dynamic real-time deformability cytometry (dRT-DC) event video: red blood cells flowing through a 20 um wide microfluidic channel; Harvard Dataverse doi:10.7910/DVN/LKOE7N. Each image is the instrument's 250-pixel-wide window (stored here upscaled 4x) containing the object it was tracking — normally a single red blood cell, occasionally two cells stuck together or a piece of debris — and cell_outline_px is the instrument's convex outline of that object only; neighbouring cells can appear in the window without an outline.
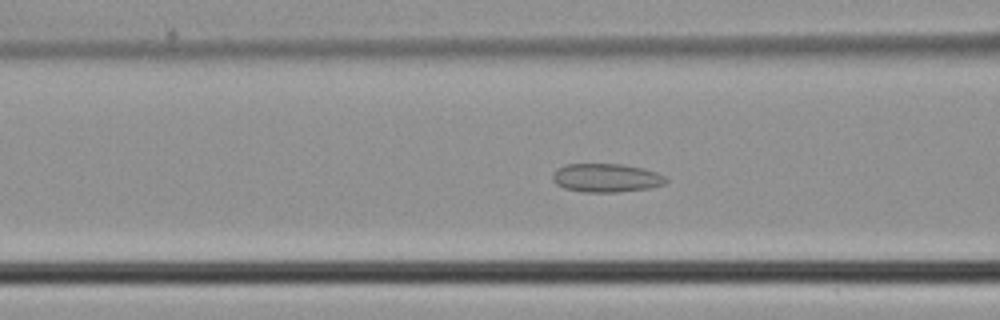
{"species": "common noctule bat (a hibernating species)", "species_latin": "Nyctalus noctula", "temperature_condition": "cold", "stored_images_in_passage": 47, "camera_frame_rate_fps": 3000, "um_per_image_px": 0.085, "animal": {"sex": "male", "body_mass_g": 21.5, "forearm_length_mm": 52.0}, "frame": {"image": 1, "passage_image": 19, "time_ms": 6.0, "image_size_px": [1000, 320], "cell_outline_px": [[668, 180], [664, 184], [648, 188], [616, 192], [584, 192], [564, 188], [556, 184], [552, 180], [552, 172], [556, 168], [564, 164], [620, 164], [644, 168], [656, 172], [664, 176]], "centroid_in_image_um": [51.48, 15.11], "position_along_channel_um": 115.1, "area_um2": 18.96}}
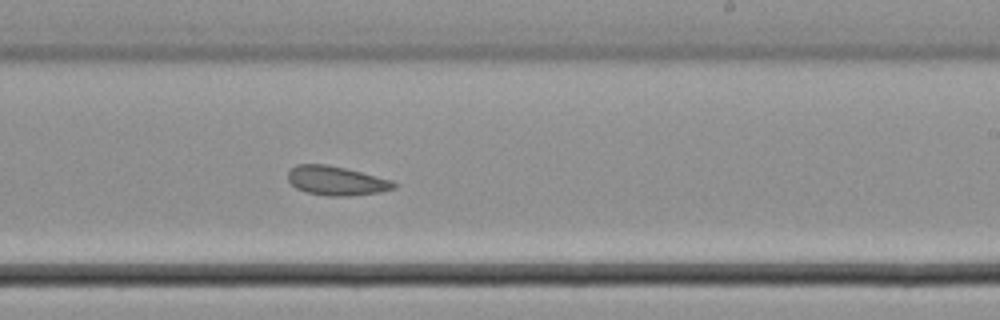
{"frame": {"image": 2, "passage_image": 29, "time_ms": 9.333, "image_size_px": [1000, 320], "cell_outline_px": [[396, 188], [380, 192], [348, 196], [328, 196], [304, 192], [296, 188], [288, 180], [288, 172], [296, 164], [324, 164], [344, 168], [392, 180], [396, 184]], "centroid_in_image_um": [28.57, 15.37], "position_along_channel_um": 260.4, "area_um2": 17.92}}
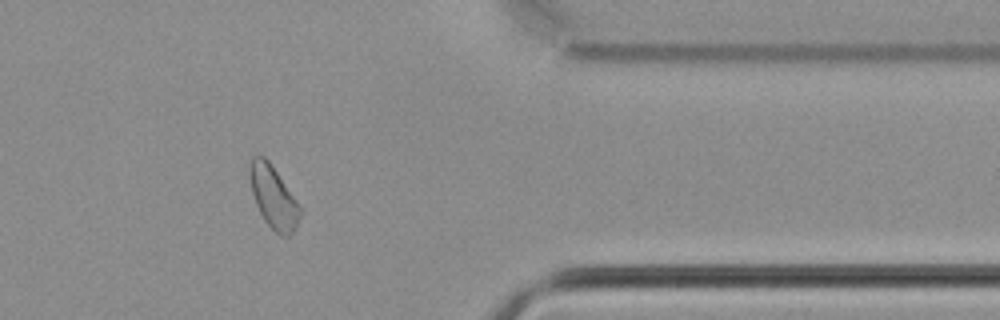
{"frame": {"image": 3, "passage_image": 39, "time_ms": 12.667, "image_size_px": [1000, 320], "cell_outline_px": [[304, 212], [296, 228], [288, 236], [280, 236], [264, 220], [256, 204], [252, 192], [248, 172], [248, 168], [252, 156], [264, 156], [268, 160], [300, 204]], "centroid_in_image_um": [23.27, 16.76], "position_along_channel_um": 388.1, "area_um2": 18.5}}